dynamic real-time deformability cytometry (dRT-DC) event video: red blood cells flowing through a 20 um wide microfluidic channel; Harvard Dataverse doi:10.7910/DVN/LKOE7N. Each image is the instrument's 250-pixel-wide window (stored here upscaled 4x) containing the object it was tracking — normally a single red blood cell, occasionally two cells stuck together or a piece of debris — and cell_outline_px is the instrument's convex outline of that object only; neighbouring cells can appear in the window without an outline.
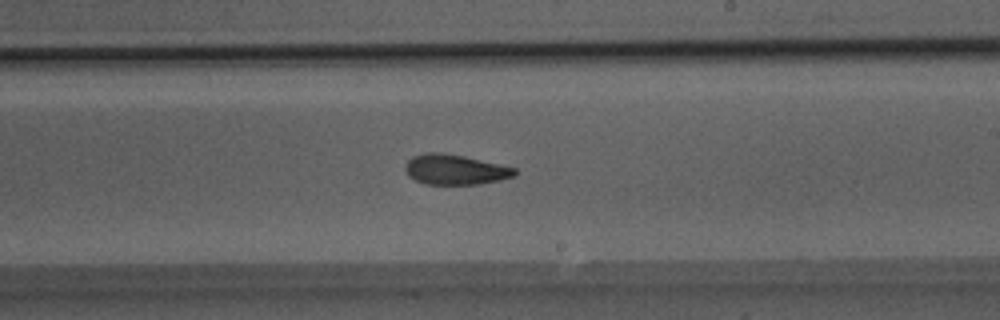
{"species": "Egyptian fruit bat (a non-hibernating species)", "species_latin": "Rousettus aegyptiacus", "temperature_condition": "room temperature", "stored_images_in_passage": 51, "segment_of_instrument_passage": [1, 2], "camera_frame_rate_fps": 3000, "um_per_image_px": 0.085, "animal": {"sex": "male"}, "frame": {"image": 1, "passage_image": 30, "time_ms": 9.667, "image_size_px": [1000, 320], "cell_outline_px": [[516, 176], [500, 180], [480, 184], [424, 184], [408, 176], [404, 168], [404, 164], [412, 156], [424, 152], [440, 152], [464, 156], [500, 164], [516, 168]], "centroid_in_image_um": [38.66, 14.41], "position_along_channel_um": 250.3, "area_um2": 19.42}}
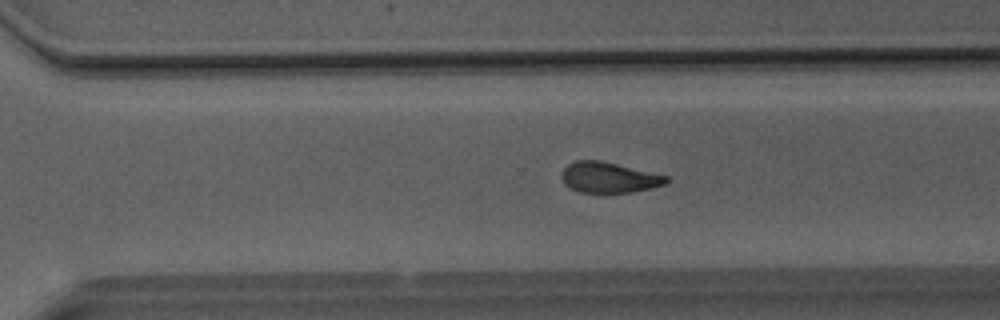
{"frame": {"image": 2, "passage_image": 35, "time_ms": 11.333, "image_size_px": [1000, 320], "cell_outline_px": [[668, 180], [664, 184], [648, 188], [628, 192], [580, 192], [564, 184], [560, 176], [564, 168], [568, 164], [576, 160], [600, 160], [668, 176]], "centroid_in_image_um": [51.7, 15.07], "position_along_channel_um": 318.9, "area_um2": 18.32}}
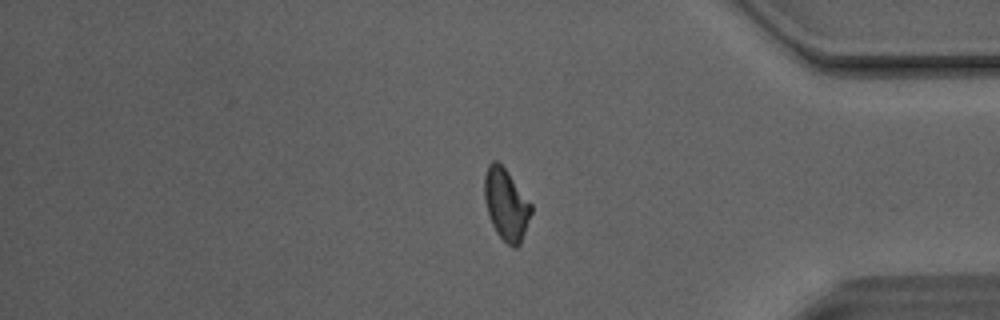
{"frame": {"image": 3, "passage_image": 42, "time_ms": 13.667, "image_size_px": [1000, 320], "cell_outline_px": [[532, 212], [520, 244], [516, 248], [512, 248], [496, 232], [492, 224], [484, 200], [484, 176], [488, 164], [492, 160], [496, 160], [508, 172], [532, 204]], "centroid_in_image_um": [43.02, 17.37], "position_along_channel_um": 392.2, "area_um2": 19.42}}